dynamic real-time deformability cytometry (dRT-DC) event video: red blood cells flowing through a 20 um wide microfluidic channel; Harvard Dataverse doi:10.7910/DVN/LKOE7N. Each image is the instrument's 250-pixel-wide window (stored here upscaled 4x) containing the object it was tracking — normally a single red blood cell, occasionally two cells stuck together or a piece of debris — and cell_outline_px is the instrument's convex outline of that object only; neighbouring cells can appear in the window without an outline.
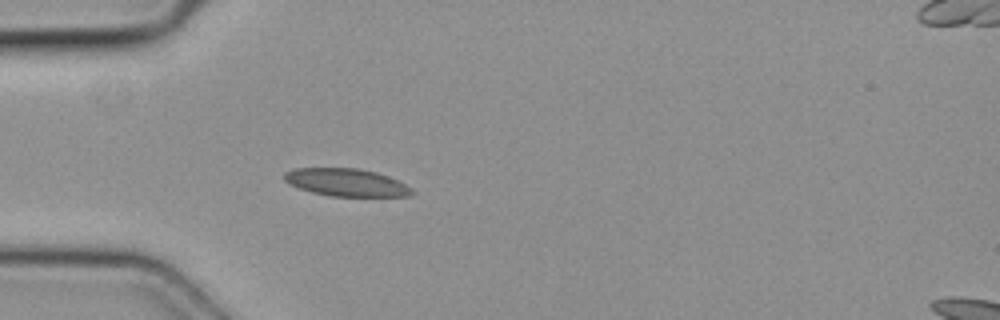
{"species": "common noctule bat (a hibernating species)", "species_latin": "Nyctalus noctula", "temperature_condition": "cold", "stored_images_in_passage": 4, "camera_frame_rate_fps": 3000, "um_per_image_px": 0.085, "animal": {"sex": "female", "body_mass_g": 19.3, "forearm_length_mm": 54.1}, "frame": {"image": 1, "passage_image": 4, "time_ms": 1.0, "image_size_px": [1000, 320], "cell_outline_px": [[416, 192], [412, 196], [328, 196], [312, 192], [288, 184], [284, 180], [284, 172], [296, 168], [356, 168], [376, 172], [388, 176], [412, 188]], "centroid_in_image_um": [29.44, 15.51], "position_along_channel_um": 55.6, "area_um2": 20.58}}